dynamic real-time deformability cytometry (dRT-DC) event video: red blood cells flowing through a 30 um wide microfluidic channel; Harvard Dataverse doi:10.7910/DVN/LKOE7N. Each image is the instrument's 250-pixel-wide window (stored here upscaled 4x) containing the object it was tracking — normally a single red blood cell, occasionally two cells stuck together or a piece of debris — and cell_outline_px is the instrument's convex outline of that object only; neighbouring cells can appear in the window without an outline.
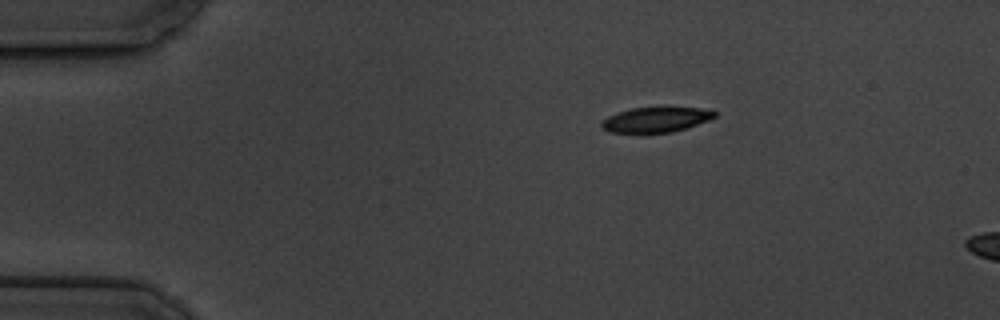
{"species": "common noctule bat (a hibernating species)", "species_latin": "Nyctalus noctula", "temperature_condition": "cold", "stored_images_in_passage": 3, "camera_frame_rate_fps": 3000, "um_per_image_px": 0.085, "animal": {"sex": "male", "body_mass_g": 19.5, "forearm_length_mm": 54.6}, "frame": {"image": 1, "passage_image": 1, "time_ms": 0.0, "image_size_px": [1000, 320], "cell_outline_px": [[716, 116], [708, 120], [672, 132], [612, 132], [604, 128], [600, 124], [600, 120], [608, 116], [632, 108], [700, 108], [716, 112]], "centroid_in_image_um": [55.72, 10.17], "position_along_channel_um": 29.3, "area_um2": 15.95}}